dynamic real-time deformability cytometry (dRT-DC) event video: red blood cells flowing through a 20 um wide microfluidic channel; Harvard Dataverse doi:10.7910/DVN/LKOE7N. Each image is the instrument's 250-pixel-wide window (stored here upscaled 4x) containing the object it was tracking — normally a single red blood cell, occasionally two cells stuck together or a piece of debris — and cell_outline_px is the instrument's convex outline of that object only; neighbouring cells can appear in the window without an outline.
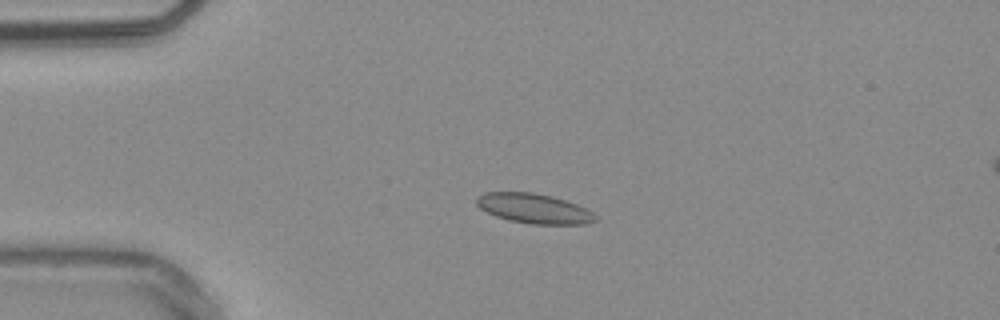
{"species": "common noctule bat (a hibernating species)", "species_latin": "Nyctalus noctula", "temperature_condition": "warm", "stored_images_in_passage": 54, "camera_frame_rate_fps": 3000, "um_per_image_px": 0.085, "animal": {"sex": "male", "body_mass_g": 20.4}, "frame": {"image": 1, "passage_image": 13, "time_ms": 4.0, "image_size_px": [1000, 320], "cell_outline_px": [[596, 220], [588, 224], [532, 224], [508, 220], [496, 216], [480, 208], [476, 204], [476, 196], [484, 192], [532, 192], [552, 196], [576, 204], [592, 212], [596, 216]], "centroid_in_image_um": [45.36, 17.72], "position_along_channel_um": 39.6, "area_um2": 20.58}}
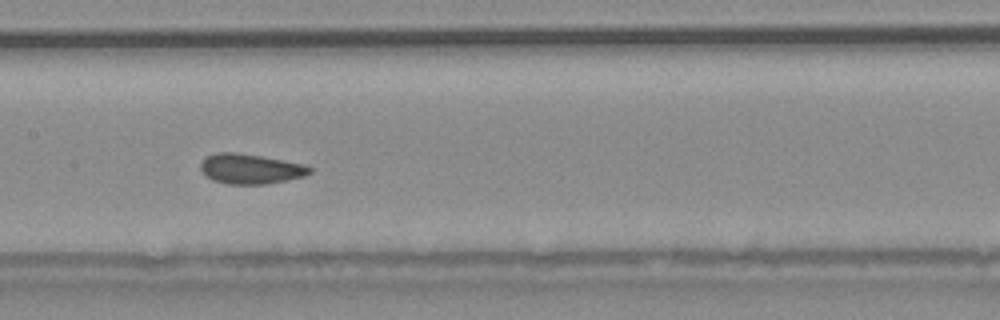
{"frame": {"image": 2, "passage_image": 27, "time_ms": 8.667, "image_size_px": [1000, 320], "cell_outline_px": [[312, 172], [304, 176], [268, 184], [228, 184], [212, 180], [200, 168], [200, 164], [204, 156], [216, 152], [236, 152], [260, 156], [304, 164], [312, 168]], "centroid_in_image_um": [21.27, 14.35], "position_along_channel_um": 186.1, "area_um2": 19.07}}
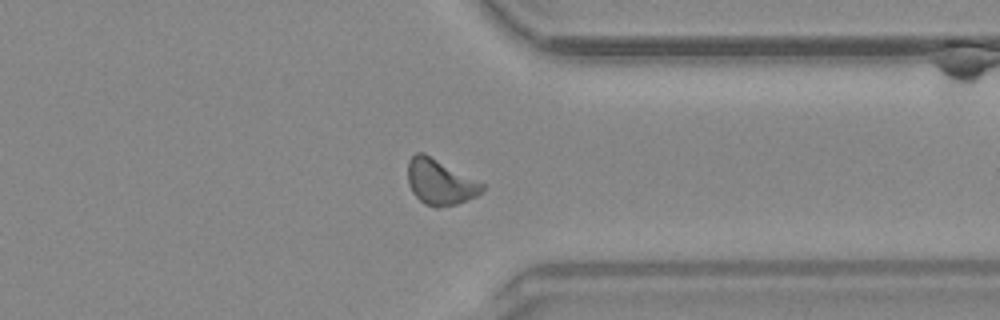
{"frame": {"image": 3, "passage_image": 42, "time_ms": 13.667, "image_size_px": [1000, 320], "cell_outline_px": [[484, 188], [476, 196], [456, 204], [436, 208], [424, 204], [412, 192], [408, 184], [408, 160], [416, 152], [424, 152], [484, 184]], "centroid_in_image_um": [37.37, 15.47], "position_along_channel_um": 374.0, "area_um2": 19.59}}